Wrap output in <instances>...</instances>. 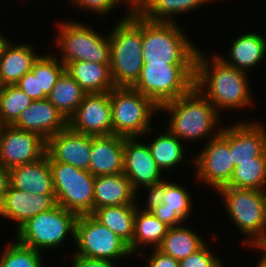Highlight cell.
Masks as SVG:
<instances>
[{
	"label": "cell",
	"instance_id": "cb8c5ba5",
	"mask_svg": "<svg viewBox=\"0 0 266 267\" xmlns=\"http://www.w3.org/2000/svg\"><path fill=\"white\" fill-rule=\"evenodd\" d=\"M110 63L78 61L68 63L65 70L79 83L86 94L110 92L115 86Z\"/></svg>",
	"mask_w": 266,
	"mask_h": 267
},
{
	"label": "cell",
	"instance_id": "9c48e42d",
	"mask_svg": "<svg viewBox=\"0 0 266 267\" xmlns=\"http://www.w3.org/2000/svg\"><path fill=\"white\" fill-rule=\"evenodd\" d=\"M56 203L77 215L94 211L95 177L86 170L62 162H50Z\"/></svg>",
	"mask_w": 266,
	"mask_h": 267
},
{
	"label": "cell",
	"instance_id": "60d3db41",
	"mask_svg": "<svg viewBox=\"0 0 266 267\" xmlns=\"http://www.w3.org/2000/svg\"><path fill=\"white\" fill-rule=\"evenodd\" d=\"M150 256L147 267H180L179 261L155 248Z\"/></svg>",
	"mask_w": 266,
	"mask_h": 267
},
{
	"label": "cell",
	"instance_id": "44dd1931",
	"mask_svg": "<svg viewBox=\"0 0 266 267\" xmlns=\"http://www.w3.org/2000/svg\"><path fill=\"white\" fill-rule=\"evenodd\" d=\"M10 186L34 195L55 194L49 157L9 169Z\"/></svg>",
	"mask_w": 266,
	"mask_h": 267
},
{
	"label": "cell",
	"instance_id": "8992f818",
	"mask_svg": "<svg viewBox=\"0 0 266 267\" xmlns=\"http://www.w3.org/2000/svg\"><path fill=\"white\" fill-rule=\"evenodd\" d=\"M218 191L224 197L228 214L241 233L247 234L255 247L265 248L266 192L230 186Z\"/></svg>",
	"mask_w": 266,
	"mask_h": 267
},
{
	"label": "cell",
	"instance_id": "4316f807",
	"mask_svg": "<svg viewBox=\"0 0 266 267\" xmlns=\"http://www.w3.org/2000/svg\"><path fill=\"white\" fill-rule=\"evenodd\" d=\"M136 209L134 218V236L132 243L128 246L131 254L138 251L141 244L152 245L153 249L158 248L169 229L164 223L145 209Z\"/></svg>",
	"mask_w": 266,
	"mask_h": 267
},
{
	"label": "cell",
	"instance_id": "f1b7e54d",
	"mask_svg": "<svg viewBox=\"0 0 266 267\" xmlns=\"http://www.w3.org/2000/svg\"><path fill=\"white\" fill-rule=\"evenodd\" d=\"M200 238L193 230L185 226L172 227L168 229L158 249L180 261L205 244Z\"/></svg>",
	"mask_w": 266,
	"mask_h": 267
},
{
	"label": "cell",
	"instance_id": "ac0fdd59",
	"mask_svg": "<svg viewBox=\"0 0 266 267\" xmlns=\"http://www.w3.org/2000/svg\"><path fill=\"white\" fill-rule=\"evenodd\" d=\"M56 204L55 194L34 195L9 186L0 202V215L15 220L19 229L30 218L53 208Z\"/></svg>",
	"mask_w": 266,
	"mask_h": 267
},
{
	"label": "cell",
	"instance_id": "d590c367",
	"mask_svg": "<svg viewBox=\"0 0 266 267\" xmlns=\"http://www.w3.org/2000/svg\"><path fill=\"white\" fill-rule=\"evenodd\" d=\"M59 62L56 56H38L39 92H43L46 96L51 93L57 79L65 71V65Z\"/></svg>",
	"mask_w": 266,
	"mask_h": 267
},
{
	"label": "cell",
	"instance_id": "e575fe53",
	"mask_svg": "<svg viewBox=\"0 0 266 267\" xmlns=\"http://www.w3.org/2000/svg\"><path fill=\"white\" fill-rule=\"evenodd\" d=\"M41 254L38 250L21 244L18 240L0 257V267H42Z\"/></svg>",
	"mask_w": 266,
	"mask_h": 267
},
{
	"label": "cell",
	"instance_id": "5bb4252c",
	"mask_svg": "<svg viewBox=\"0 0 266 267\" xmlns=\"http://www.w3.org/2000/svg\"><path fill=\"white\" fill-rule=\"evenodd\" d=\"M68 126L85 135H112L110 92L85 94L76 112L68 119Z\"/></svg>",
	"mask_w": 266,
	"mask_h": 267
},
{
	"label": "cell",
	"instance_id": "d6a6232c",
	"mask_svg": "<svg viewBox=\"0 0 266 267\" xmlns=\"http://www.w3.org/2000/svg\"><path fill=\"white\" fill-rule=\"evenodd\" d=\"M32 101L17 85L1 86L0 123L2 126L13 125Z\"/></svg>",
	"mask_w": 266,
	"mask_h": 267
},
{
	"label": "cell",
	"instance_id": "4dcf8cb0",
	"mask_svg": "<svg viewBox=\"0 0 266 267\" xmlns=\"http://www.w3.org/2000/svg\"><path fill=\"white\" fill-rule=\"evenodd\" d=\"M237 189L265 191L266 156L253 158V161L240 162L234 167L230 182L226 185Z\"/></svg>",
	"mask_w": 266,
	"mask_h": 267
},
{
	"label": "cell",
	"instance_id": "74e56055",
	"mask_svg": "<svg viewBox=\"0 0 266 267\" xmlns=\"http://www.w3.org/2000/svg\"><path fill=\"white\" fill-rule=\"evenodd\" d=\"M15 85L33 101L47 98L43 92H39L38 58L34 61L31 71L27 72Z\"/></svg>",
	"mask_w": 266,
	"mask_h": 267
},
{
	"label": "cell",
	"instance_id": "7a4b0ae2",
	"mask_svg": "<svg viewBox=\"0 0 266 267\" xmlns=\"http://www.w3.org/2000/svg\"><path fill=\"white\" fill-rule=\"evenodd\" d=\"M110 39V73L115 87H132L144 65L142 16L131 11L113 27Z\"/></svg>",
	"mask_w": 266,
	"mask_h": 267
},
{
	"label": "cell",
	"instance_id": "e0dca14e",
	"mask_svg": "<svg viewBox=\"0 0 266 267\" xmlns=\"http://www.w3.org/2000/svg\"><path fill=\"white\" fill-rule=\"evenodd\" d=\"M13 127L34 132L46 141L68 126L65 116L46 98L34 100L24 109Z\"/></svg>",
	"mask_w": 266,
	"mask_h": 267
},
{
	"label": "cell",
	"instance_id": "d4e9b609",
	"mask_svg": "<svg viewBox=\"0 0 266 267\" xmlns=\"http://www.w3.org/2000/svg\"><path fill=\"white\" fill-rule=\"evenodd\" d=\"M266 53V38L256 33L240 35L231 44L229 60L219 56L226 64L245 71L262 61ZM231 60V61H230Z\"/></svg>",
	"mask_w": 266,
	"mask_h": 267
},
{
	"label": "cell",
	"instance_id": "9a60e30c",
	"mask_svg": "<svg viewBox=\"0 0 266 267\" xmlns=\"http://www.w3.org/2000/svg\"><path fill=\"white\" fill-rule=\"evenodd\" d=\"M137 137L124 139L123 173L137 192L138 185L152 193L164 181L162 170L153 159L148 145L137 142Z\"/></svg>",
	"mask_w": 266,
	"mask_h": 267
},
{
	"label": "cell",
	"instance_id": "603a6c76",
	"mask_svg": "<svg viewBox=\"0 0 266 267\" xmlns=\"http://www.w3.org/2000/svg\"><path fill=\"white\" fill-rule=\"evenodd\" d=\"M136 193L124 173L97 176L94 180V210L106 206L136 205Z\"/></svg>",
	"mask_w": 266,
	"mask_h": 267
},
{
	"label": "cell",
	"instance_id": "7c38bea8",
	"mask_svg": "<svg viewBox=\"0 0 266 267\" xmlns=\"http://www.w3.org/2000/svg\"><path fill=\"white\" fill-rule=\"evenodd\" d=\"M198 155L194 160L199 179L216 190L225 187L234 171L229 150V127L218 129Z\"/></svg>",
	"mask_w": 266,
	"mask_h": 267
},
{
	"label": "cell",
	"instance_id": "2e32d148",
	"mask_svg": "<svg viewBox=\"0 0 266 267\" xmlns=\"http://www.w3.org/2000/svg\"><path fill=\"white\" fill-rule=\"evenodd\" d=\"M93 136L67 126L46 141L49 162H62L89 171Z\"/></svg>",
	"mask_w": 266,
	"mask_h": 267
},
{
	"label": "cell",
	"instance_id": "bcb514c9",
	"mask_svg": "<svg viewBox=\"0 0 266 267\" xmlns=\"http://www.w3.org/2000/svg\"><path fill=\"white\" fill-rule=\"evenodd\" d=\"M265 248H266V227H265Z\"/></svg>",
	"mask_w": 266,
	"mask_h": 267
},
{
	"label": "cell",
	"instance_id": "ee69618b",
	"mask_svg": "<svg viewBox=\"0 0 266 267\" xmlns=\"http://www.w3.org/2000/svg\"><path fill=\"white\" fill-rule=\"evenodd\" d=\"M122 2H128L131 6V11H136L143 3L145 0H121Z\"/></svg>",
	"mask_w": 266,
	"mask_h": 267
},
{
	"label": "cell",
	"instance_id": "6da1fadb",
	"mask_svg": "<svg viewBox=\"0 0 266 267\" xmlns=\"http://www.w3.org/2000/svg\"><path fill=\"white\" fill-rule=\"evenodd\" d=\"M213 58L212 65H209L210 62L203 53L197 51L194 86L216 110L220 107L231 109L249 105L252 98H250L246 71L226 64L218 55Z\"/></svg>",
	"mask_w": 266,
	"mask_h": 267
},
{
	"label": "cell",
	"instance_id": "ba28073f",
	"mask_svg": "<svg viewBox=\"0 0 266 267\" xmlns=\"http://www.w3.org/2000/svg\"><path fill=\"white\" fill-rule=\"evenodd\" d=\"M77 217L75 212L56 204L53 208L30 218L17 229V239L21 244L38 251L40 248H56L70 232L75 238Z\"/></svg>",
	"mask_w": 266,
	"mask_h": 267
},
{
	"label": "cell",
	"instance_id": "8d00e7d4",
	"mask_svg": "<svg viewBox=\"0 0 266 267\" xmlns=\"http://www.w3.org/2000/svg\"><path fill=\"white\" fill-rule=\"evenodd\" d=\"M148 205L147 209L156 218H158L162 223H164L169 228L180 226V222L183 219L174 211L166 207L153 193L148 194Z\"/></svg>",
	"mask_w": 266,
	"mask_h": 267
},
{
	"label": "cell",
	"instance_id": "484cf974",
	"mask_svg": "<svg viewBox=\"0 0 266 267\" xmlns=\"http://www.w3.org/2000/svg\"><path fill=\"white\" fill-rule=\"evenodd\" d=\"M137 208L136 205L106 206L95 209L91 215L129 246L134 236V218Z\"/></svg>",
	"mask_w": 266,
	"mask_h": 267
},
{
	"label": "cell",
	"instance_id": "836d02e7",
	"mask_svg": "<svg viewBox=\"0 0 266 267\" xmlns=\"http://www.w3.org/2000/svg\"><path fill=\"white\" fill-rule=\"evenodd\" d=\"M166 207L185 220L191 211V197L182 186L164 181L152 192Z\"/></svg>",
	"mask_w": 266,
	"mask_h": 267
},
{
	"label": "cell",
	"instance_id": "52a82bcc",
	"mask_svg": "<svg viewBox=\"0 0 266 267\" xmlns=\"http://www.w3.org/2000/svg\"><path fill=\"white\" fill-rule=\"evenodd\" d=\"M113 134L125 138L140 137L150 129V117L159 107L132 87H114L110 91Z\"/></svg>",
	"mask_w": 266,
	"mask_h": 267
},
{
	"label": "cell",
	"instance_id": "7bdbcfd3",
	"mask_svg": "<svg viewBox=\"0 0 266 267\" xmlns=\"http://www.w3.org/2000/svg\"><path fill=\"white\" fill-rule=\"evenodd\" d=\"M10 186L9 169L0 163V202Z\"/></svg>",
	"mask_w": 266,
	"mask_h": 267
},
{
	"label": "cell",
	"instance_id": "5b68a950",
	"mask_svg": "<svg viewBox=\"0 0 266 267\" xmlns=\"http://www.w3.org/2000/svg\"><path fill=\"white\" fill-rule=\"evenodd\" d=\"M194 80L195 64H144L132 88L160 107L187 94Z\"/></svg>",
	"mask_w": 266,
	"mask_h": 267
},
{
	"label": "cell",
	"instance_id": "3957f363",
	"mask_svg": "<svg viewBox=\"0 0 266 267\" xmlns=\"http://www.w3.org/2000/svg\"><path fill=\"white\" fill-rule=\"evenodd\" d=\"M175 22H153L142 17L144 64H195L198 49Z\"/></svg>",
	"mask_w": 266,
	"mask_h": 267
},
{
	"label": "cell",
	"instance_id": "1f68e13d",
	"mask_svg": "<svg viewBox=\"0 0 266 267\" xmlns=\"http://www.w3.org/2000/svg\"><path fill=\"white\" fill-rule=\"evenodd\" d=\"M147 145L157 166L162 171L175 167L184 159V147L180 140L169 131L166 134H160Z\"/></svg>",
	"mask_w": 266,
	"mask_h": 267
},
{
	"label": "cell",
	"instance_id": "f6af8a7d",
	"mask_svg": "<svg viewBox=\"0 0 266 267\" xmlns=\"http://www.w3.org/2000/svg\"><path fill=\"white\" fill-rule=\"evenodd\" d=\"M257 249H260L264 252H263V257H261L262 259L259 261V263L256 267H266V248H258L257 247Z\"/></svg>",
	"mask_w": 266,
	"mask_h": 267
},
{
	"label": "cell",
	"instance_id": "ffe728a7",
	"mask_svg": "<svg viewBox=\"0 0 266 267\" xmlns=\"http://www.w3.org/2000/svg\"><path fill=\"white\" fill-rule=\"evenodd\" d=\"M125 137L93 136L89 172L94 176L123 173Z\"/></svg>",
	"mask_w": 266,
	"mask_h": 267
},
{
	"label": "cell",
	"instance_id": "d6986e66",
	"mask_svg": "<svg viewBox=\"0 0 266 267\" xmlns=\"http://www.w3.org/2000/svg\"><path fill=\"white\" fill-rule=\"evenodd\" d=\"M229 150L234 167L240 162L266 156V132L256 123H240L229 127Z\"/></svg>",
	"mask_w": 266,
	"mask_h": 267
},
{
	"label": "cell",
	"instance_id": "f35d334b",
	"mask_svg": "<svg viewBox=\"0 0 266 267\" xmlns=\"http://www.w3.org/2000/svg\"><path fill=\"white\" fill-rule=\"evenodd\" d=\"M217 256L215 257L205 244L188 257L179 261L180 267H222Z\"/></svg>",
	"mask_w": 266,
	"mask_h": 267
},
{
	"label": "cell",
	"instance_id": "7402d4cb",
	"mask_svg": "<svg viewBox=\"0 0 266 267\" xmlns=\"http://www.w3.org/2000/svg\"><path fill=\"white\" fill-rule=\"evenodd\" d=\"M38 55L30 45H13L5 39H0V83L15 85L27 72L31 71Z\"/></svg>",
	"mask_w": 266,
	"mask_h": 267
},
{
	"label": "cell",
	"instance_id": "4fadbf2b",
	"mask_svg": "<svg viewBox=\"0 0 266 267\" xmlns=\"http://www.w3.org/2000/svg\"><path fill=\"white\" fill-rule=\"evenodd\" d=\"M46 154V140L34 132L11 126L0 129V163L10 169L39 160Z\"/></svg>",
	"mask_w": 266,
	"mask_h": 267
},
{
	"label": "cell",
	"instance_id": "8fae6325",
	"mask_svg": "<svg viewBox=\"0 0 266 267\" xmlns=\"http://www.w3.org/2000/svg\"><path fill=\"white\" fill-rule=\"evenodd\" d=\"M74 240L75 256L111 261L131 254L128 245L91 214L78 215Z\"/></svg>",
	"mask_w": 266,
	"mask_h": 267
},
{
	"label": "cell",
	"instance_id": "f546056e",
	"mask_svg": "<svg viewBox=\"0 0 266 267\" xmlns=\"http://www.w3.org/2000/svg\"><path fill=\"white\" fill-rule=\"evenodd\" d=\"M207 1L209 0H145L136 12L149 21L172 22L173 18L170 17L173 14L189 12Z\"/></svg>",
	"mask_w": 266,
	"mask_h": 267
},
{
	"label": "cell",
	"instance_id": "ab89813d",
	"mask_svg": "<svg viewBox=\"0 0 266 267\" xmlns=\"http://www.w3.org/2000/svg\"><path fill=\"white\" fill-rule=\"evenodd\" d=\"M73 3L83 7L84 9H90L92 12H98L101 15L109 13L121 0H72ZM95 10V11H94Z\"/></svg>",
	"mask_w": 266,
	"mask_h": 267
},
{
	"label": "cell",
	"instance_id": "83f0119b",
	"mask_svg": "<svg viewBox=\"0 0 266 267\" xmlns=\"http://www.w3.org/2000/svg\"><path fill=\"white\" fill-rule=\"evenodd\" d=\"M85 94L79 83L65 70L57 79L47 99L68 120L76 112Z\"/></svg>",
	"mask_w": 266,
	"mask_h": 267
},
{
	"label": "cell",
	"instance_id": "30bf717a",
	"mask_svg": "<svg viewBox=\"0 0 266 267\" xmlns=\"http://www.w3.org/2000/svg\"><path fill=\"white\" fill-rule=\"evenodd\" d=\"M58 46L62 53L65 66L78 61L95 63H110V39L99 35L90 26L81 23L66 21L59 26Z\"/></svg>",
	"mask_w": 266,
	"mask_h": 267
},
{
	"label": "cell",
	"instance_id": "b9f144b4",
	"mask_svg": "<svg viewBox=\"0 0 266 267\" xmlns=\"http://www.w3.org/2000/svg\"><path fill=\"white\" fill-rule=\"evenodd\" d=\"M72 267H115L113 261L74 256Z\"/></svg>",
	"mask_w": 266,
	"mask_h": 267
},
{
	"label": "cell",
	"instance_id": "277c9868",
	"mask_svg": "<svg viewBox=\"0 0 266 267\" xmlns=\"http://www.w3.org/2000/svg\"><path fill=\"white\" fill-rule=\"evenodd\" d=\"M160 110L171 113L167 130L179 140H196L216 132L218 111L195 86L187 94L161 105Z\"/></svg>",
	"mask_w": 266,
	"mask_h": 267
}]
</instances>
